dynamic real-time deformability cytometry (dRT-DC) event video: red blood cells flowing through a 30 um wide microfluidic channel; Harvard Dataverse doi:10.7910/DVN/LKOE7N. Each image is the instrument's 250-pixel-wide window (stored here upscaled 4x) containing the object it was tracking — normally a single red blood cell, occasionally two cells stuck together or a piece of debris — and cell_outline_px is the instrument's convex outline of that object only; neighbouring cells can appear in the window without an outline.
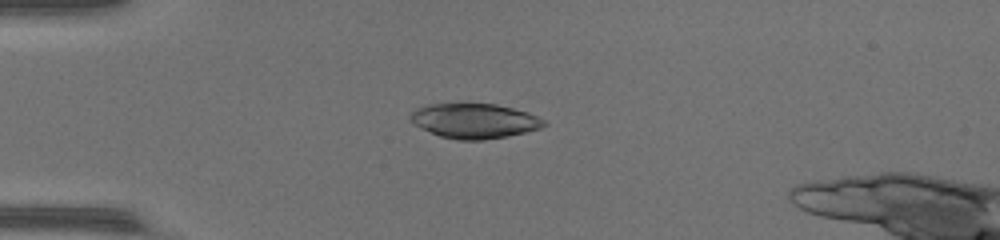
{"species": "common noctule bat (a hibernating species)", "species_latin": "Nyctalus noctula", "temperature_condition": "warm", "stored_images_in_passage": 52, "camera_frame_rate_fps": 3000, "um_per_image_px": 0.085, "animal": {"sex": "female", "body_mass_g": 17.0, "forearm_length_mm": 48.0}, "frame": {"image": 1, "passage_image": 15, "time_ms": 4.667, "image_size_px": [1000, 240], "cell_outline_px": [[548, 124], [540, 128], [508, 136], [484, 140], [460, 140], [440, 136], [416, 124], [408, 116], [416, 108], [424, 104], [460, 100], [496, 104], [528, 112], [544, 120]], "centroid_in_image_um": [40.3, 10.21], "position_along_channel_um": 44.7, "area_um2": 27.86}}
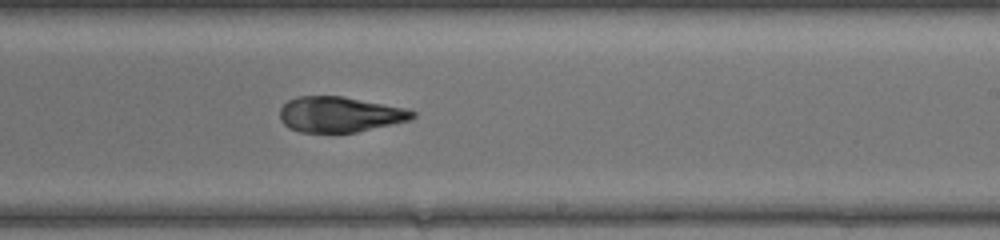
{"frame": {"image": 2, "passage_image": 33, "time_ms": 10.667, "image_size_px": [1000, 240], "cell_outline_px": [[416, 116], [412, 120], [356, 132], [300, 132], [288, 128], [280, 120], [280, 108], [288, 100], [296, 96], [344, 96], [404, 108], [416, 112]], "centroid_in_image_um": [28.87, 9.72], "position_along_channel_um": 260.1, "area_um2": 27.51}}
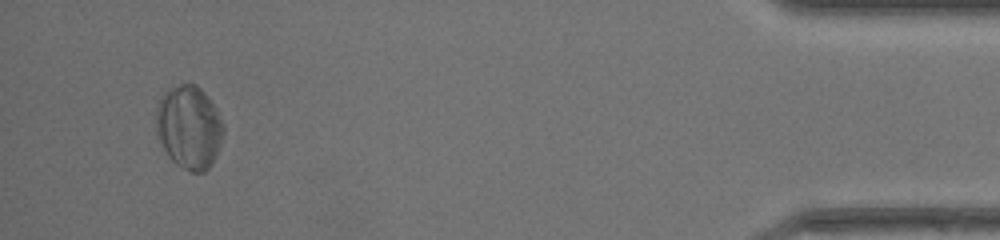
{"frame": {"image": 3, "passage_image": 50, "time_ms": 16.333, "image_size_px": [1000, 240], "cell_outline_px": [[224, 132], [216, 156], [212, 164], [204, 172], [188, 172], [180, 168], [168, 156], [156, 136], [156, 108], [164, 92], [168, 88], [180, 84], [196, 84], [204, 92], [216, 108], [224, 128]], "centroid_in_image_um": [16.05, 10.83], "position_along_channel_um": 419.1, "area_um2": 32.95}}